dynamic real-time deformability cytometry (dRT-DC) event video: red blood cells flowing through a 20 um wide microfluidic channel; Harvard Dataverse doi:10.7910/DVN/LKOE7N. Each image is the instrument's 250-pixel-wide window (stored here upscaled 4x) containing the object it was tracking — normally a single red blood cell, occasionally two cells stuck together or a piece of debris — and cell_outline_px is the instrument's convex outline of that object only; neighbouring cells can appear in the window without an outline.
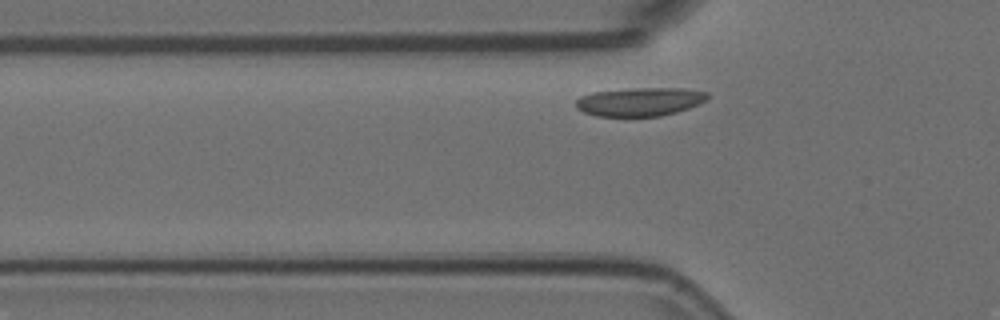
{"species": "Egyptian fruit bat (a non-hibernating species)", "species_latin": "Rousettus aegyptiacus", "temperature_condition": "room temperature", "stored_images_in_passage": 41, "camera_frame_rate_fps": 3000, "um_per_image_px": 0.085, "animal": {"sex": "female"}, "frame": {"image": 1, "passage_image": 10, "time_ms": 3.0, "image_size_px": [1000, 320], "cell_outline_px": [[708, 100], [700, 104], [676, 112], [660, 116], [596, 116], [584, 112], [576, 108], [576, 100], [580, 96], [592, 92], [632, 88], [684, 88], [708, 92]], "centroid_in_image_um": [54.4, 8.64], "position_along_channel_um": 71.4, "area_um2": 22.02}}
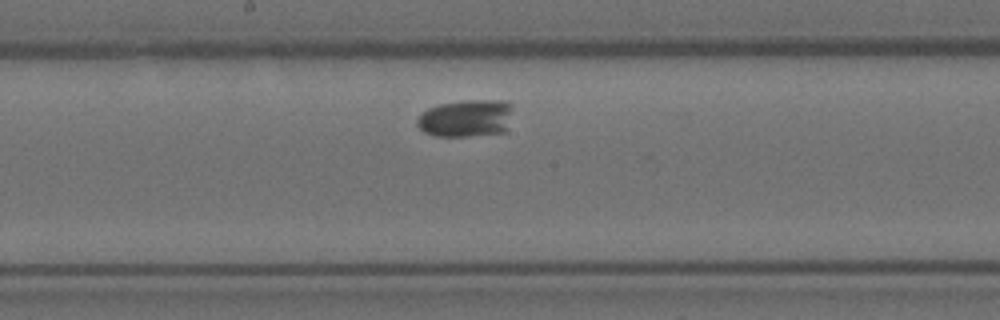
{"frame": {"image": 2, "passage_image": 23, "time_ms": 7.333, "image_size_px": [1000, 320], "cell_outline_px": [[512, 108], [504, 132], [468, 136], [432, 136], [424, 132], [416, 124], [416, 120], [428, 108], [440, 104], [464, 100], [508, 100], [512, 104]], "centroid_in_image_um": [39.6, 10.04], "position_along_channel_um": 208.6, "area_um2": 20.81}}
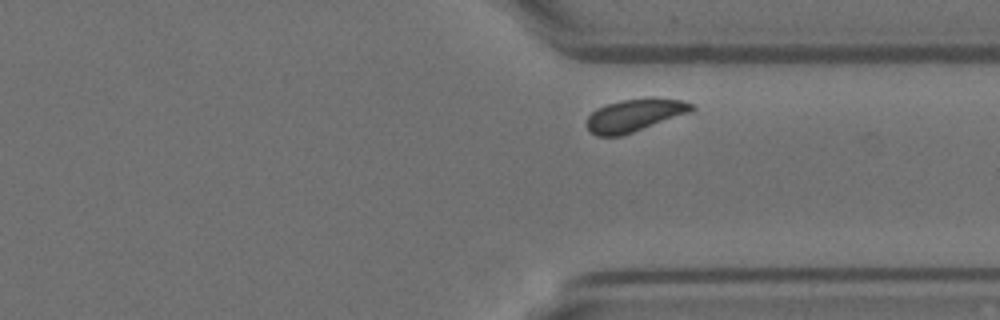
{"frame": {"image": 3, "passage_image": 37, "time_ms": 12.0, "image_size_px": [1000, 320], "cell_outline_px": [[696, 108], [692, 112], [620, 136], [596, 136], [588, 132], [588, 116], [596, 108], [620, 100], [652, 96], [656, 96], [680, 100], [696, 104]], "centroid_in_image_um": [54.0, 9.76], "position_along_channel_um": 357.4, "area_um2": 20.29}, "authors_computed_cell_mechanics": {"area_um2": 20.6346, "velocity_mm_per_s": 3.1799, "shape_relaxation_time_tau1_ms": 8.6327, "shape_relaxation_time_tau2_ms": null, "deformation_change_tau1": 0.3712, "deformation_change_tau2": null}}